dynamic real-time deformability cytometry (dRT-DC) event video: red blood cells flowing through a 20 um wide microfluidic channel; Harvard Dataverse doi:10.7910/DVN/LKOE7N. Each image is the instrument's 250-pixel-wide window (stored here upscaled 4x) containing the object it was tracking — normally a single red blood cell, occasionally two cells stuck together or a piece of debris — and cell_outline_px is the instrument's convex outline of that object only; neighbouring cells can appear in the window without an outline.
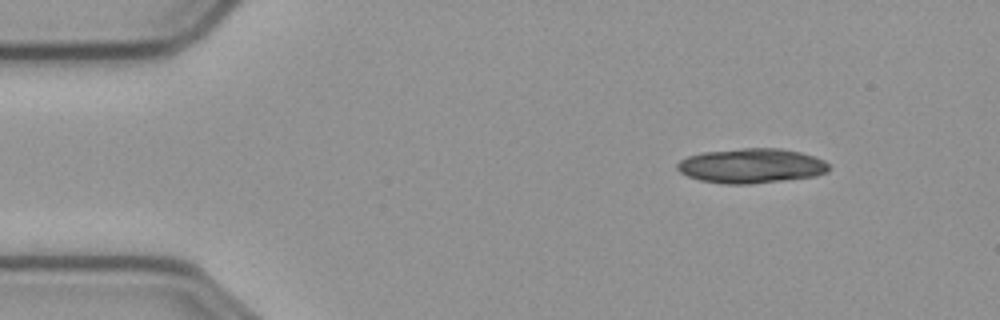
{"species": "common noctule bat (a hibernating species)", "species_latin": "Nyctalus noctula", "temperature_condition": "cold", "stored_images_in_passage": 13, "camera_frame_rate_fps": 3000, "um_per_image_px": 0.085, "animal": {"sex": "male", "body_mass_g": 23.1, "forearm_length_mm": 52.7}, "frame": {"image": 1, "passage_image": 1, "time_ms": 0.0, "image_size_px": [1000, 320], "cell_outline_px": [[828, 172], [816, 176], [748, 184], [724, 184], [700, 180], [688, 176], [680, 172], [676, 168], [676, 164], [680, 160], [688, 156], [704, 152], [744, 148], [780, 148], [800, 152], [824, 160], [828, 164]], "centroid_in_image_um": [63.85, 14.09], "position_along_channel_um": 21.2, "area_um2": 30.52}}